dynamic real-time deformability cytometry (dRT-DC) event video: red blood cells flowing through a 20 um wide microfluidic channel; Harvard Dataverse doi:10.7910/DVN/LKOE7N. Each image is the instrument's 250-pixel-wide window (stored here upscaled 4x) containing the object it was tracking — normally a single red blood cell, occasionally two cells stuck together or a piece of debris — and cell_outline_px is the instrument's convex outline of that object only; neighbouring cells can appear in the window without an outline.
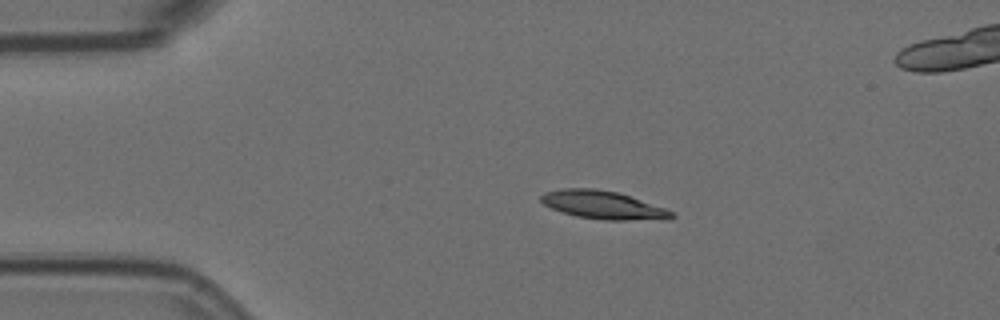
{"species": "Egyptian fruit bat (a non-hibernating species)", "species_latin": "Rousettus aegyptiacus", "temperature_condition": "room temperature", "stored_images_in_passage": 5, "camera_frame_rate_fps": 3000, "um_per_image_px": 0.085, "animal": {"sex": "female"}, "frame": {"image": 1, "passage_image": 3, "time_ms": 0.667, "image_size_px": [1000, 320], "cell_outline_px": [[676, 216], [668, 220], [604, 220], [576, 216], [560, 212], [544, 204], [540, 200], [540, 196], [544, 192], [560, 188], [592, 188], [616, 192], [664, 208], [672, 212]], "centroid_in_image_um": [51.23, 17.43], "position_along_channel_um": 33.8, "area_um2": 21.39}}